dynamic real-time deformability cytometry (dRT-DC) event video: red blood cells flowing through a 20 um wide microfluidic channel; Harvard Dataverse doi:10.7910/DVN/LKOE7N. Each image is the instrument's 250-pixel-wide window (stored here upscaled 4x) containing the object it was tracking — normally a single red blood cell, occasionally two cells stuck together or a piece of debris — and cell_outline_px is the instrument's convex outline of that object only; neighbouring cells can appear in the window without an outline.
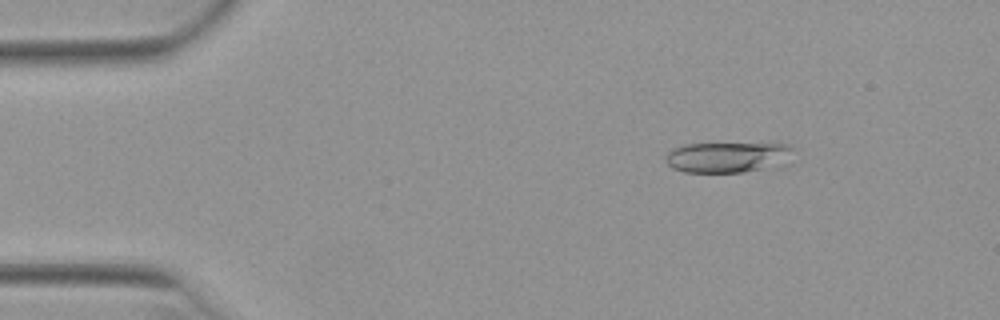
{"species": "Egyptian fruit bat (a non-hibernating species)", "species_latin": "Rousettus aegyptiacus", "temperature_condition": "warm", "stored_images_in_passage": 51, "camera_frame_rate_fps": 3000, "um_per_image_px": 0.085, "animal": {"sex": "female"}, "frame": {"image": 1, "passage_image": 7, "time_ms": 2.0, "image_size_px": [1000, 320], "cell_outline_px": [[792, 164], [784, 168], [744, 172], [684, 172], [672, 168], [668, 164], [668, 152], [672, 148], [684, 144], [792, 144]], "centroid_in_image_um": [62.03, 13.39], "position_along_channel_um": 23.0, "area_um2": 23.47}}
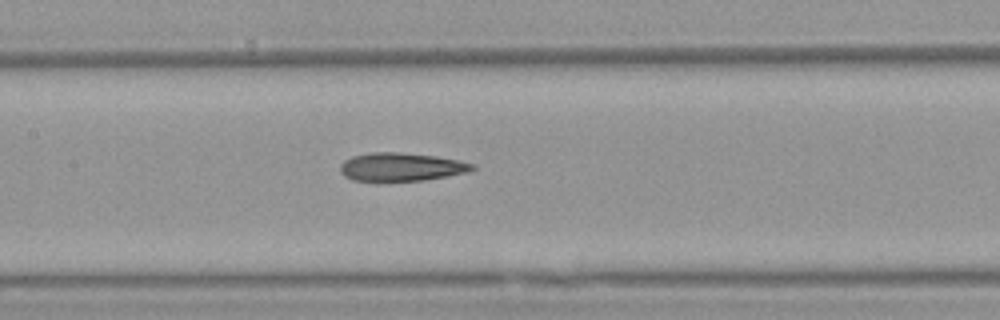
{"frame": {"image": 2, "passage_image": 24, "time_ms": 7.667, "image_size_px": [1000, 320], "cell_outline_px": [[476, 168], [468, 172], [424, 180], [376, 184], [352, 180], [344, 176], [340, 172], [340, 164], [344, 160], [352, 156], [372, 152], [400, 152], [436, 156], [476, 164]], "centroid_in_image_um": [34.03, 14.23], "position_along_channel_um": 173.4, "area_um2": 22.66}}
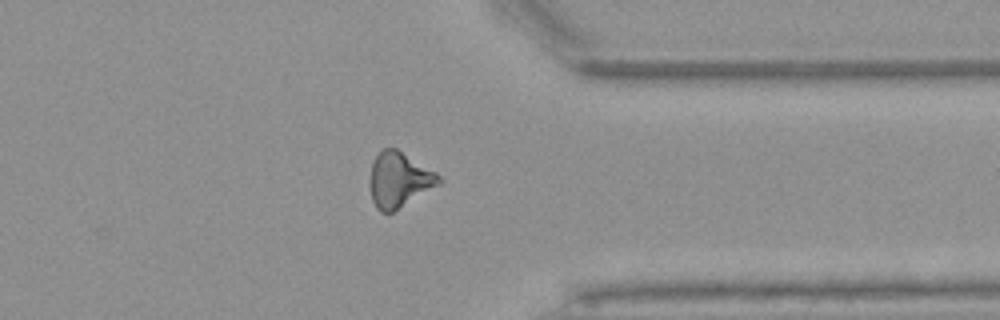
{"frame": {"image": 3, "passage_image": 40, "time_ms": 13.0, "image_size_px": [1000, 320], "cell_outline_px": [[444, 180], [440, 184], [392, 212], [380, 212], [376, 208], [372, 200], [368, 184], [368, 180], [372, 164], [376, 156], [384, 148], [396, 148], [436, 172]], "centroid_in_image_um": [33.9, 15.29], "position_along_channel_um": 377.5, "area_um2": 22.2}, "authors_computed_cell_mechanics": {"area_um2": 22.1952, "velocity_mm_per_s": 3.9591, "shape_relaxation_time_tau1_ms": null, "shape_relaxation_time_tau2_ms": 4.2586, "deformation_change_tau1": null, "deformation_change_tau2": 0.156}}